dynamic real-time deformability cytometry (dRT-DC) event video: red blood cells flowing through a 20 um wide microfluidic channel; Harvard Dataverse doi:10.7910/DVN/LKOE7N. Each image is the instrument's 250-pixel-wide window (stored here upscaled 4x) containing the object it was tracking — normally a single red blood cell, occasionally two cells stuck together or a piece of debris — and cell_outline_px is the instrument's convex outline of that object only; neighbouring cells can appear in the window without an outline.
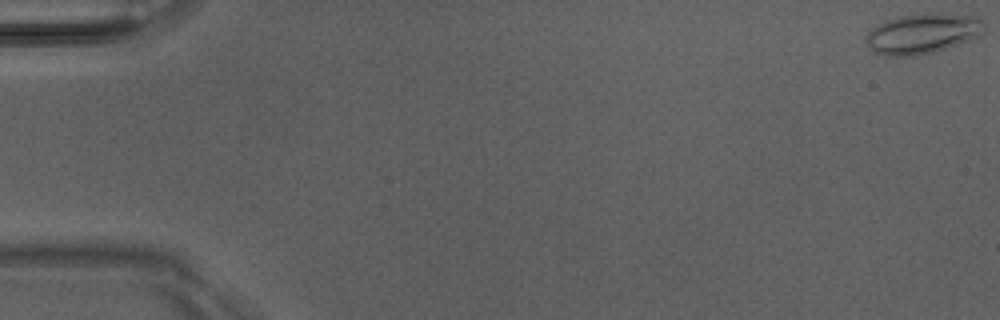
{"species": "Egyptian fruit bat (a non-hibernating species)", "species_latin": "Rousettus aegyptiacus", "temperature_condition": "room temperature", "stored_images_in_passage": 15, "camera_frame_rate_fps": 3000, "um_per_image_px": 0.085, "animal": {"sex": "male"}, "frame": {"image": 1, "passage_image": 1, "time_ms": 0.0, "image_size_px": [1000, 320], "cell_outline_px": [[984, 32], [980, 36], [944, 48], [916, 56], [884, 56], [872, 52], [864, 40], [868, 32], [872, 28], [884, 20], [900, 16], [928, 12], [976, 16], [984, 20]], "centroid_in_image_um": [78.38, 2.84], "position_along_channel_um": 6.6, "area_um2": 27.92}}